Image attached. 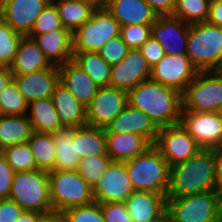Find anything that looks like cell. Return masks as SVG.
<instances>
[{"mask_svg":"<svg viewBox=\"0 0 222 222\" xmlns=\"http://www.w3.org/2000/svg\"><path fill=\"white\" fill-rule=\"evenodd\" d=\"M24 210L12 199L0 200V222H16Z\"/></svg>","mask_w":222,"mask_h":222,"instance_id":"obj_46","label":"cell"},{"mask_svg":"<svg viewBox=\"0 0 222 222\" xmlns=\"http://www.w3.org/2000/svg\"><path fill=\"white\" fill-rule=\"evenodd\" d=\"M13 80L9 66H0V98L2 90ZM1 100V99H0Z\"/></svg>","mask_w":222,"mask_h":222,"instance_id":"obj_50","label":"cell"},{"mask_svg":"<svg viewBox=\"0 0 222 222\" xmlns=\"http://www.w3.org/2000/svg\"><path fill=\"white\" fill-rule=\"evenodd\" d=\"M187 55L199 72L222 70V27L207 21L190 24Z\"/></svg>","mask_w":222,"mask_h":222,"instance_id":"obj_4","label":"cell"},{"mask_svg":"<svg viewBox=\"0 0 222 222\" xmlns=\"http://www.w3.org/2000/svg\"><path fill=\"white\" fill-rule=\"evenodd\" d=\"M76 1H82L86 3L93 4L96 8L97 7H104L106 4V0H76Z\"/></svg>","mask_w":222,"mask_h":222,"instance_id":"obj_53","label":"cell"},{"mask_svg":"<svg viewBox=\"0 0 222 222\" xmlns=\"http://www.w3.org/2000/svg\"><path fill=\"white\" fill-rule=\"evenodd\" d=\"M159 127L141 110L127 104L125 108L104 129V133H133L155 143Z\"/></svg>","mask_w":222,"mask_h":222,"instance_id":"obj_19","label":"cell"},{"mask_svg":"<svg viewBox=\"0 0 222 222\" xmlns=\"http://www.w3.org/2000/svg\"><path fill=\"white\" fill-rule=\"evenodd\" d=\"M65 29L61 23L57 7L53 1H50L37 17L34 26L27 36L33 38L46 32Z\"/></svg>","mask_w":222,"mask_h":222,"instance_id":"obj_39","label":"cell"},{"mask_svg":"<svg viewBox=\"0 0 222 222\" xmlns=\"http://www.w3.org/2000/svg\"><path fill=\"white\" fill-rule=\"evenodd\" d=\"M218 113L222 116V105Z\"/></svg>","mask_w":222,"mask_h":222,"instance_id":"obj_56","label":"cell"},{"mask_svg":"<svg viewBox=\"0 0 222 222\" xmlns=\"http://www.w3.org/2000/svg\"><path fill=\"white\" fill-rule=\"evenodd\" d=\"M153 145L170 167L195 156L202 149L181 124L160 127Z\"/></svg>","mask_w":222,"mask_h":222,"instance_id":"obj_10","label":"cell"},{"mask_svg":"<svg viewBox=\"0 0 222 222\" xmlns=\"http://www.w3.org/2000/svg\"><path fill=\"white\" fill-rule=\"evenodd\" d=\"M198 72L187 54H165L151 68L150 79L183 94L187 85L195 79Z\"/></svg>","mask_w":222,"mask_h":222,"instance_id":"obj_11","label":"cell"},{"mask_svg":"<svg viewBox=\"0 0 222 222\" xmlns=\"http://www.w3.org/2000/svg\"><path fill=\"white\" fill-rule=\"evenodd\" d=\"M52 66L37 43L25 36L19 43L16 55L9 66L13 75H25Z\"/></svg>","mask_w":222,"mask_h":222,"instance_id":"obj_26","label":"cell"},{"mask_svg":"<svg viewBox=\"0 0 222 222\" xmlns=\"http://www.w3.org/2000/svg\"><path fill=\"white\" fill-rule=\"evenodd\" d=\"M13 80L28 104L39 99L51 98L55 86L60 82L59 66L52 65L29 74L13 75Z\"/></svg>","mask_w":222,"mask_h":222,"instance_id":"obj_18","label":"cell"},{"mask_svg":"<svg viewBox=\"0 0 222 222\" xmlns=\"http://www.w3.org/2000/svg\"><path fill=\"white\" fill-rule=\"evenodd\" d=\"M52 135L56 149L53 170H77L81 159L77 155L76 141L73 140V128L62 127Z\"/></svg>","mask_w":222,"mask_h":222,"instance_id":"obj_29","label":"cell"},{"mask_svg":"<svg viewBox=\"0 0 222 222\" xmlns=\"http://www.w3.org/2000/svg\"><path fill=\"white\" fill-rule=\"evenodd\" d=\"M130 48L121 36L110 39L97 52L111 66L119 64L128 54Z\"/></svg>","mask_w":222,"mask_h":222,"instance_id":"obj_42","label":"cell"},{"mask_svg":"<svg viewBox=\"0 0 222 222\" xmlns=\"http://www.w3.org/2000/svg\"><path fill=\"white\" fill-rule=\"evenodd\" d=\"M151 67L139 49H130L127 56L111 68L110 86L129 92L139 83L149 80Z\"/></svg>","mask_w":222,"mask_h":222,"instance_id":"obj_17","label":"cell"},{"mask_svg":"<svg viewBox=\"0 0 222 222\" xmlns=\"http://www.w3.org/2000/svg\"><path fill=\"white\" fill-rule=\"evenodd\" d=\"M220 222H222V196H221V202H220Z\"/></svg>","mask_w":222,"mask_h":222,"instance_id":"obj_55","label":"cell"},{"mask_svg":"<svg viewBox=\"0 0 222 222\" xmlns=\"http://www.w3.org/2000/svg\"><path fill=\"white\" fill-rule=\"evenodd\" d=\"M52 0H0V17L17 33L28 36L37 17Z\"/></svg>","mask_w":222,"mask_h":222,"instance_id":"obj_15","label":"cell"},{"mask_svg":"<svg viewBox=\"0 0 222 222\" xmlns=\"http://www.w3.org/2000/svg\"><path fill=\"white\" fill-rule=\"evenodd\" d=\"M207 22L222 27V0H211Z\"/></svg>","mask_w":222,"mask_h":222,"instance_id":"obj_48","label":"cell"},{"mask_svg":"<svg viewBox=\"0 0 222 222\" xmlns=\"http://www.w3.org/2000/svg\"><path fill=\"white\" fill-rule=\"evenodd\" d=\"M167 198L150 191H134L125 201L133 222H154L166 213Z\"/></svg>","mask_w":222,"mask_h":222,"instance_id":"obj_21","label":"cell"},{"mask_svg":"<svg viewBox=\"0 0 222 222\" xmlns=\"http://www.w3.org/2000/svg\"><path fill=\"white\" fill-rule=\"evenodd\" d=\"M73 61L100 87L110 86L111 68L98 52L73 51Z\"/></svg>","mask_w":222,"mask_h":222,"instance_id":"obj_32","label":"cell"},{"mask_svg":"<svg viewBox=\"0 0 222 222\" xmlns=\"http://www.w3.org/2000/svg\"><path fill=\"white\" fill-rule=\"evenodd\" d=\"M23 37L0 17V66H10L12 64Z\"/></svg>","mask_w":222,"mask_h":222,"instance_id":"obj_37","label":"cell"},{"mask_svg":"<svg viewBox=\"0 0 222 222\" xmlns=\"http://www.w3.org/2000/svg\"><path fill=\"white\" fill-rule=\"evenodd\" d=\"M32 39L52 65L60 66L73 60V39L69 30L58 29L35 35Z\"/></svg>","mask_w":222,"mask_h":222,"instance_id":"obj_22","label":"cell"},{"mask_svg":"<svg viewBox=\"0 0 222 222\" xmlns=\"http://www.w3.org/2000/svg\"><path fill=\"white\" fill-rule=\"evenodd\" d=\"M127 104L128 92L111 86L100 87L86 106V123L105 129Z\"/></svg>","mask_w":222,"mask_h":222,"instance_id":"obj_12","label":"cell"},{"mask_svg":"<svg viewBox=\"0 0 222 222\" xmlns=\"http://www.w3.org/2000/svg\"><path fill=\"white\" fill-rule=\"evenodd\" d=\"M14 172L37 170L28 142L13 145L1 151Z\"/></svg>","mask_w":222,"mask_h":222,"instance_id":"obj_35","label":"cell"},{"mask_svg":"<svg viewBox=\"0 0 222 222\" xmlns=\"http://www.w3.org/2000/svg\"><path fill=\"white\" fill-rule=\"evenodd\" d=\"M14 170L0 152V200L10 195Z\"/></svg>","mask_w":222,"mask_h":222,"instance_id":"obj_45","label":"cell"},{"mask_svg":"<svg viewBox=\"0 0 222 222\" xmlns=\"http://www.w3.org/2000/svg\"><path fill=\"white\" fill-rule=\"evenodd\" d=\"M73 140L80 159L107 155L104 128L89 125L73 128Z\"/></svg>","mask_w":222,"mask_h":222,"instance_id":"obj_30","label":"cell"},{"mask_svg":"<svg viewBox=\"0 0 222 222\" xmlns=\"http://www.w3.org/2000/svg\"><path fill=\"white\" fill-rule=\"evenodd\" d=\"M121 25L106 9L97 7L90 19L73 34V51L97 52L110 39L120 35Z\"/></svg>","mask_w":222,"mask_h":222,"instance_id":"obj_9","label":"cell"},{"mask_svg":"<svg viewBox=\"0 0 222 222\" xmlns=\"http://www.w3.org/2000/svg\"><path fill=\"white\" fill-rule=\"evenodd\" d=\"M211 0H176L172 16L188 24L206 22Z\"/></svg>","mask_w":222,"mask_h":222,"instance_id":"obj_34","label":"cell"},{"mask_svg":"<svg viewBox=\"0 0 222 222\" xmlns=\"http://www.w3.org/2000/svg\"><path fill=\"white\" fill-rule=\"evenodd\" d=\"M45 214L34 211H23L16 222H40Z\"/></svg>","mask_w":222,"mask_h":222,"instance_id":"obj_51","label":"cell"},{"mask_svg":"<svg viewBox=\"0 0 222 222\" xmlns=\"http://www.w3.org/2000/svg\"><path fill=\"white\" fill-rule=\"evenodd\" d=\"M190 24L172 15H159L151 26L153 36L162 46L165 54H187Z\"/></svg>","mask_w":222,"mask_h":222,"instance_id":"obj_16","label":"cell"},{"mask_svg":"<svg viewBox=\"0 0 222 222\" xmlns=\"http://www.w3.org/2000/svg\"><path fill=\"white\" fill-rule=\"evenodd\" d=\"M33 132L27 115H0V152L27 142Z\"/></svg>","mask_w":222,"mask_h":222,"instance_id":"obj_28","label":"cell"},{"mask_svg":"<svg viewBox=\"0 0 222 222\" xmlns=\"http://www.w3.org/2000/svg\"><path fill=\"white\" fill-rule=\"evenodd\" d=\"M134 191L125 163L111 161L93 188V197L97 203L125 202Z\"/></svg>","mask_w":222,"mask_h":222,"instance_id":"obj_13","label":"cell"},{"mask_svg":"<svg viewBox=\"0 0 222 222\" xmlns=\"http://www.w3.org/2000/svg\"><path fill=\"white\" fill-rule=\"evenodd\" d=\"M183 110L218 113L222 105V70L198 72L182 94Z\"/></svg>","mask_w":222,"mask_h":222,"instance_id":"obj_8","label":"cell"},{"mask_svg":"<svg viewBox=\"0 0 222 222\" xmlns=\"http://www.w3.org/2000/svg\"><path fill=\"white\" fill-rule=\"evenodd\" d=\"M159 15H172L176 0H146Z\"/></svg>","mask_w":222,"mask_h":222,"instance_id":"obj_47","label":"cell"},{"mask_svg":"<svg viewBox=\"0 0 222 222\" xmlns=\"http://www.w3.org/2000/svg\"><path fill=\"white\" fill-rule=\"evenodd\" d=\"M61 214L63 222H105L100 204L95 201L87 205L69 208Z\"/></svg>","mask_w":222,"mask_h":222,"instance_id":"obj_40","label":"cell"},{"mask_svg":"<svg viewBox=\"0 0 222 222\" xmlns=\"http://www.w3.org/2000/svg\"><path fill=\"white\" fill-rule=\"evenodd\" d=\"M50 199L54 213L94 202L93 188L77 170H52L48 172Z\"/></svg>","mask_w":222,"mask_h":222,"instance_id":"obj_7","label":"cell"},{"mask_svg":"<svg viewBox=\"0 0 222 222\" xmlns=\"http://www.w3.org/2000/svg\"><path fill=\"white\" fill-rule=\"evenodd\" d=\"M222 192L206 191L167 197L166 213L173 222H220Z\"/></svg>","mask_w":222,"mask_h":222,"instance_id":"obj_6","label":"cell"},{"mask_svg":"<svg viewBox=\"0 0 222 222\" xmlns=\"http://www.w3.org/2000/svg\"><path fill=\"white\" fill-rule=\"evenodd\" d=\"M139 50L151 68L155 66L165 55L162 46L153 36H150Z\"/></svg>","mask_w":222,"mask_h":222,"instance_id":"obj_44","label":"cell"},{"mask_svg":"<svg viewBox=\"0 0 222 222\" xmlns=\"http://www.w3.org/2000/svg\"><path fill=\"white\" fill-rule=\"evenodd\" d=\"M124 163L135 191H150L167 198L170 166L154 145Z\"/></svg>","mask_w":222,"mask_h":222,"instance_id":"obj_3","label":"cell"},{"mask_svg":"<svg viewBox=\"0 0 222 222\" xmlns=\"http://www.w3.org/2000/svg\"><path fill=\"white\" fill-rule=\"evenodd\" d=\"M59 71L60 82L86 107L92 101L100 86L73 60L60 65Z\"/></svg>","mask_w":222,"mask_h":222,"instance_id":"obj_23","label":"cell"},{"mask_svg":"<svg viewBox=\"0 0 222 222\" xmlns=\"http://www.w3.org/2000/svg\"><path fill=\"white\" fill-rule=\"evenodd\" d=\"M154 222H173V221H172L171 217L167 213H165L158 220H156Z\"/></svg>","mask_w":222,"mask_h":222,"instance_id":"obj_54","label":"cell"},{"mask_svg":"<svg viewBox=\"0 0 222 222\" xmlns=\"http://www.w3.org/2000/svg\"><path fill=\"white\" fill-rule=\"evenodd\" d=\"M105 222H133L125 202L99 203Z\"/></svg>","mask_w":222,"mask_h":222,"instance_id":"obj_43","label":"cell"},{"mask_svg":"<svg viewBox=\"0 0 222 222\" xmlns=\"http://www.w3.org/2000/svg\"><path fill=\"white\" fill-rule=\"evenodd\" d=\"M110 163L111 159L108 155L88 156L79 161L77 172L94 188Z\"/></svg>","mask_w":222,"mask_h":222,"instance_id":"obj_38","label":"cell"},{"mask_svg":"<svg viewBox=\"0 0 222 222\" xmlns=\"http://www.w3.org/2000/svg\"><path fill=\"white\" fill-rule=\"evenodd\" d=\"M51 98L64 127L76 128L87 125L86 107L75 98L62 82L55 86Z\"/></svg>","mask_w":222,"mask_h":222,"instance_id":"obj_25","label":"cell"},{"mask_svg":"<svg viewBox=\"0 0 222 222\" xmlns=\"http://www.w3.org/2000/svg\"><path fill=\"white\" fill-rule=\"evenodd\" d=\"M180 124L201 148L218 147L222 141V116L219 113L182 111Z\"/></svg>","mask_w":222,"mask_h":222,"instance_id":"obj_14","label":"cell"},{"mask_svg":"<svg viewBox=\"0 0 222 222\" xmlns=\"http://www.w3.org/2000/svg\"><path fill=\"white\" fill-rule=\"evenodd\" d=\"M24 211L49 215L54 213L50 199L48 172L31 170L14 172L9 197Z\"/></svg>","mask_w":222,"mask_h":222,"instance_id":"obj_5","label":"cell"},{"mask_svg":"<svg viewBox=\"0 0 222 222\" xmlns=\"http://www.w3.org/2000/svg\"><path fill=\"white\" fill-rule=\"evenodd\" d=\"M106 151L111 161L126 162L146 152L152 144L133 133H105Z\"/></svg>","mask_w":222,"mask_h":222,"instance_id":"obj_24","label":"cell"},{"mask_svg":"<svg viewBox=\"0 0 222 222\" xmlns=\"http://www.w3.org/2000/svg\"><path fill=\"white\" fill-rule=\"evenodd\" d=\"M27 117L34 132L54 133L64 127L52 98L39 99L28 104Z\"/></svg>","mask_w":222,"mask_h":222,"instance_id":"obj_27","label":"cell"},{"mask_svg":"<svg viewBox=\"0 0 222 222\" xmlns=\"http://www.w3.org/2000/svg\"><path fill=\"white\" fill-rule=\"evenodd\" d=\"M128 104L146 113L159 128L180 124L182 93L151 79L128 92Z\"/></svg>","mask_w":222,"mask_h":222,"instance_id":"obj_1","label":"cell"},{"mask_svg":"<svg viewBox=\"0 0 222 222\" xmlns=\"http://www.w3.org/2000/svg\"><path fill=\"white\" fill-rule=\"evenodd\" d=\"M58 10L63 27L72 34L88 21L96 9L91 3L76 0H52Z\"/></svg>","mask_w":222,"mask_h":222,"instance_id":"obj_31","label":"cell"},{"mask_svg":"<svg viewBox=\"0 0 222 222\" xmlns=\"http://www.w3.org/2000/svg\"><path fill=\"white\" fill-rule=\"evenodd\" d=\"M105 7L121 26L152 25L159 16L146 0H106Z\"/></svg>","mask_w":222,"mask_h":222,"instance_id":"obj_20","label":"cell"},{"mask_svg":"<svg viewBox=\"0 0 222 222\" xmlns=\"http://www.w3.org/2000/svg\"><path fill=\"white\" fill-rule=\"evenodd\" d=\"M218 190L213 151L200 149L193 157L170 167V186L167 197Z\"/></svg>","mask_w":222,"mask_h":222,"instance_id":"obj_2","label":"cell"},{"mask_svg":"<svg viewBox=\"0 0 222 222\" xmlns=\"http://www.w3.org/2000/svg\"><path fill=\"white\" fill-rule=\"evenodd\" d=\"M40 222H63L62 214L52 213L45 215Z\"/></svg>","mask_w":222,"mask_h":222,"instance_id":"obj_52","label":"cell"},{"mask_svg":"<svg viewBox=\"0 0 222 222\" xmlns=\"http://www.w3.org/2000/svg\"><path fill=\"white\" fill-rule=\"evenodd\" d=\"M152 25L121 26L120 36L130 49H139L151 36Z\"/></svg>","mask_w":222,"mask_h":222,"instance_id":"obj_41","label":"cell"},{"mask_svg":"<svg viewBox=\"0 0 222 222\" xmlns=\"http://www.w3.org/2000/svg\"><path fill=\"white\" fill-rule=\"evenodd\" d=\"M0 115H27L28 103L14 80L1 92Z\"/></svg>","mask_w":222,"mask_h":222,"instance_id":"obj_36","label":"cell"},{"mask_svg":"<svg viewBox=\"0 0 222 222\" xmlns=\"http://www.w3.org/2000/svg\"><path fill=\"white\" fill-rule=\"evenodd\" d=\"M218 147L222 149V141H221V143L219 144V146H218Z\"/></svg>","mask_w":222,"mask_h":222,"instance_id":"obj_57","label":"cell"},{"mask_svg":"<svg viewBox=\"0 0 222 222\" xmlns=\"http://www.w3.org/2000/svg\"><path fill=\"white\" fill-rule=\"evenodd\" d=\"M38 170L50 172L54 169L55 144L52 133L33 132L27 141Z\"/></svg>","mask_w":222,"mask_h":222,"instance_id":"obj_33","label":"cell"},{"mask_svg":"<svg viewBox=\"0 0 222 222\" xmlns=\"http://www.w3.org/2000/svg\"><path fill=\"white\" fill-rule=\"evenodd\" d=\"M213 151L215 177L217 180L218 190L222 192V149L219 147L211 148Z\"/></svg>","mask_w":222,"mask_h":222,"instance_id":"obj_49","label":"cell"}]
</instances>
